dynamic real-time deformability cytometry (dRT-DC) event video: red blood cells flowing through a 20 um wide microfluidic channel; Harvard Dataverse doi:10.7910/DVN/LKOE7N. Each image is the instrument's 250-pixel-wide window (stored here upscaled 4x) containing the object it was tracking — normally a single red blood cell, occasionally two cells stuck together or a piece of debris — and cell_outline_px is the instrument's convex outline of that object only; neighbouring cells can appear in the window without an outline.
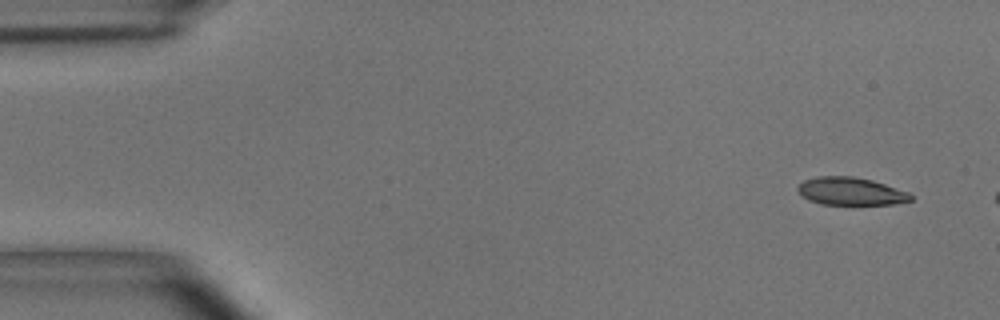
{"species": "common noctule bat (a hibernating species)", "species_latin": "Nyctalus noctula", "temperature_condition": "room temperature", "stored_images_in_passage": 2, "camera_frame_rate_fps": 3000, "um_per_image_px": 0.085, "animal": {"sex": "male", "body_mass_g": 15.6}, "frame": {"image": 1, "passage_image": 1, "time_ms": 0.0, "image_size_px": [1000, 320], "cell_outline_px": [[912, 200], [892, 204], [820, 204], [808, 200], [800, 196], [796, 188], [804, 180], [820, 176], [852, 176], [872, 180], [908, 192], [912, 196]], "centroid_in_image_um": [72.26, 16.26], "position_along_channel_um": 12.7, "area_um2": 18.21}}